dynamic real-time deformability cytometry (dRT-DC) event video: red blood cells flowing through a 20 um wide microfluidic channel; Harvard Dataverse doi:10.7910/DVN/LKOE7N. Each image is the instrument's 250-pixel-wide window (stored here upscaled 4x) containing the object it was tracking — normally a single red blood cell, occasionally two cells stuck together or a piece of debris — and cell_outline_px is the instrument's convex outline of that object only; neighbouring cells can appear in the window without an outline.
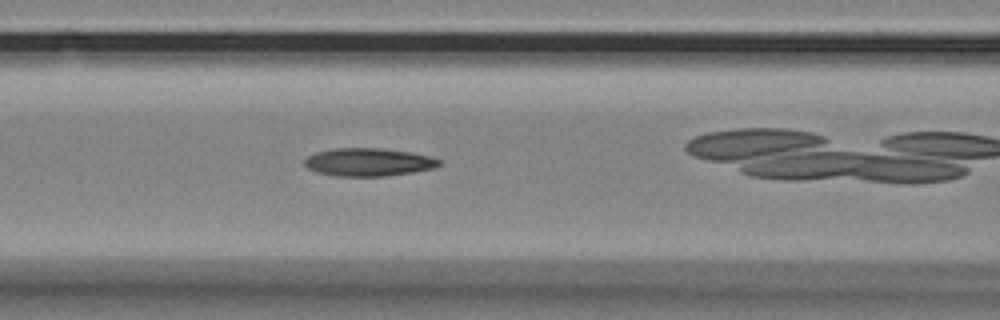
{"species": "Egyptian fruit bat (a non-hibernating species)", "species_latin": "Rousettus aegyptiacus", "temperature_condition": "room temperature", "stored_images_in_passage": 42, "camera_frame_rate_fps": 3000, "um_per_image_px": 0.085, "animal": {"sex": "female"}, "frame": {"image": 1, "passage_image": 8, "time_ms": 2.333, "image_size_px": [1000, 320], "cell_outline_px": [[440, 164], [432, 168], [412, 172], [384, 176], [336, 176], [316, 172], [308, 168], [304, 164], [304, 160], [308, 156], [316, 152], [336, 148], [380, 148], [408, 152], [428, 156], [440, 160]], "centroid_in_image_um": [31.26, 13.78], "position_along_channel_um": 135.3, "area_um2": 21.68}}
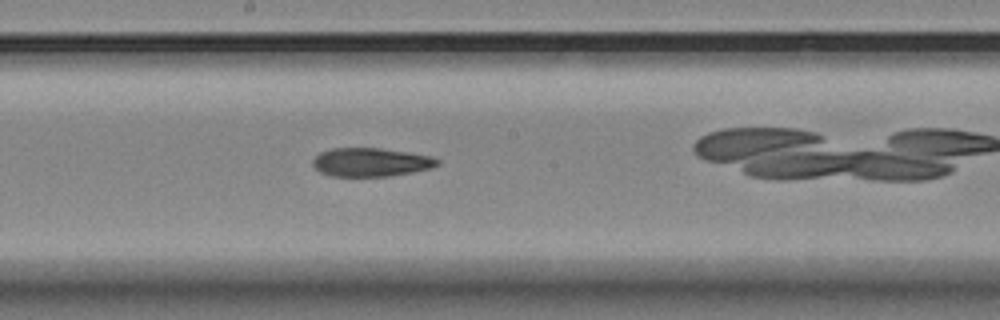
{"frame": {"image": 2, "passage_image": 15, "time_ms": 4.667, "image_size_px": [1000, 320], "cell_outline_px": [[440, 164], [432, 168], [412, 172], [388, 176], [332, 176], [320, 172], [312, 164], [312, 160], [320, 152], [332, 148], [380, 148], [428, 156], [440, 160]], "centroid_in_image_um": [31.5, 13.79], "position_along_channel_um": 216.7, "area_um2": 20.58}}
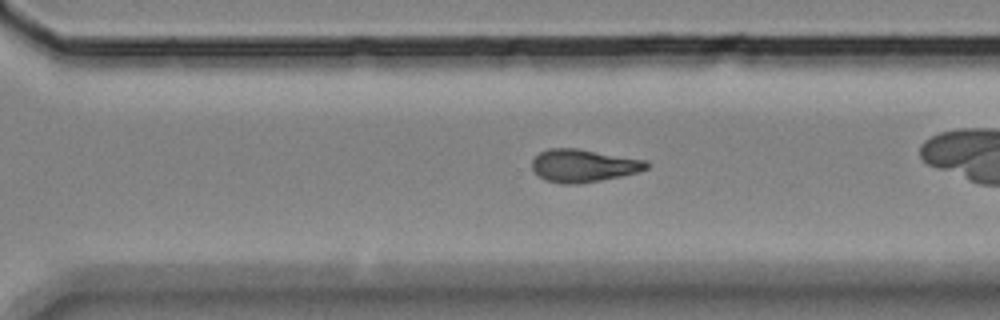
{"frame": {"image": 3, "passage_image": 24, "time_ms": 7.667, "image_size_px": [1000, 320], "cell_outline_px": [[648, 168], [636, 172], [620, 176], [580, 184], [560, 184], [544, 180], [532, 168], [532, 160], [540, 152], [548, 148], [576, 148], [648, 160]], "centroid_in_image_um": [49.58, 14.08], "position_along_channel_um": 321.0, "area_um2": 21.85}, "authors_computed_cell_mechanics": {"area_um2": 21.3571, "velocity_mm_per_s": 3.4881, "shape_relaxation_time_tau1_ms": 10.8841, "shape_relaxation_time_tau2_ms": 4.6743, "deformation_change_tau1": 0.2831, "deformation_change_tau2": 0.1349}}